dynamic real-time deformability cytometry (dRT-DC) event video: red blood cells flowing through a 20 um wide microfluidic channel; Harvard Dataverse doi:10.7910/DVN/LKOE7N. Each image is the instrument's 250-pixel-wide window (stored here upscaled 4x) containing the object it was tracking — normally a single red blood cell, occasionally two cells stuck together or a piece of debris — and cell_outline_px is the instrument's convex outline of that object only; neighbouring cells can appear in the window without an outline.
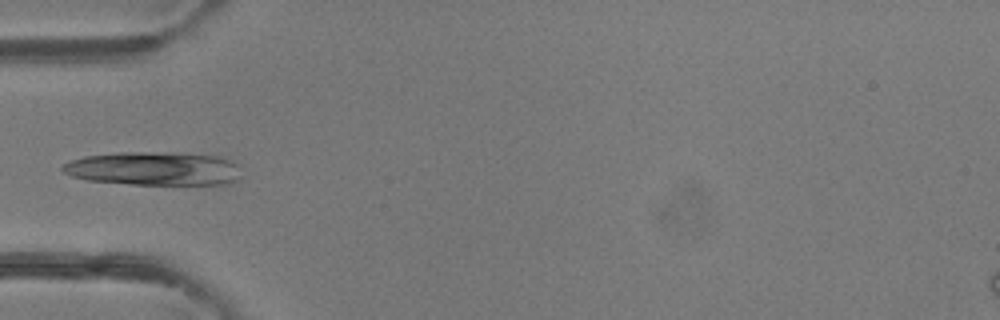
{"species": "common noctule bat (a hibernating species)", "species_latin": "Nyctalus noctula", "temperature_condition": "room temperature", "stored_images_in_passage": 6, "camera_frame_rate_fps": 3000, "um_per_image_px": 0.085, "animal": {"sex": "female"}, "frame": {"image": 1, "passage_image": 5, "time_ms": 1.333, "image_size_px": [1000, 320], "cell_outline_px": [[240, 180], [232, 184], [132, 184], [88, 180], [72, 176], [64, 172], [60, 168], [68, 160], [84, 156], [116, 152], [176, 152], [220, 156], [236, 164]], "centroid_in_image_um": [13.06, 14.32], "position_along_channel_um": 71.9, "area_um2": 35.2}}
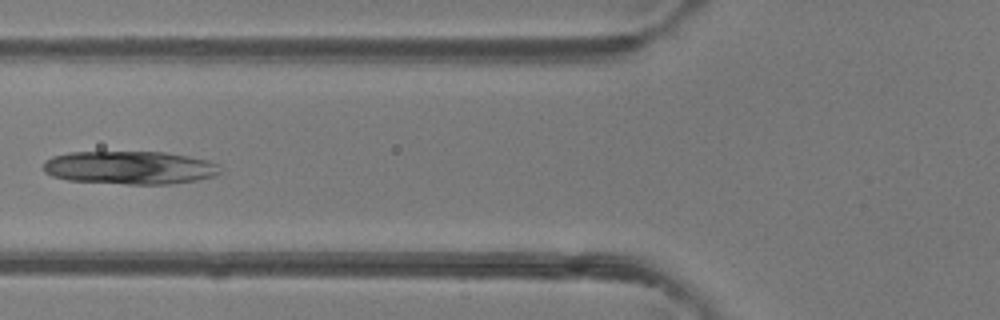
{"frame": {"image": 2, "passage_image": 6, "time_ms": 1.667, "image_size_px": [1000, 320], "cell_outline_px": [[220, 172], [216, 176], [196, 180], [168, 184], [128, 184], [68, 180], [52, 176], [44, 172], [44, 160], [52, 156], [68, 152], [164, 152], [188, 156], [208, 160], [220, 164]], "centroid_in_image_um": [11.04, 14.24], "position_along_channel_um": 114.8, "area_um2": 34.33}}